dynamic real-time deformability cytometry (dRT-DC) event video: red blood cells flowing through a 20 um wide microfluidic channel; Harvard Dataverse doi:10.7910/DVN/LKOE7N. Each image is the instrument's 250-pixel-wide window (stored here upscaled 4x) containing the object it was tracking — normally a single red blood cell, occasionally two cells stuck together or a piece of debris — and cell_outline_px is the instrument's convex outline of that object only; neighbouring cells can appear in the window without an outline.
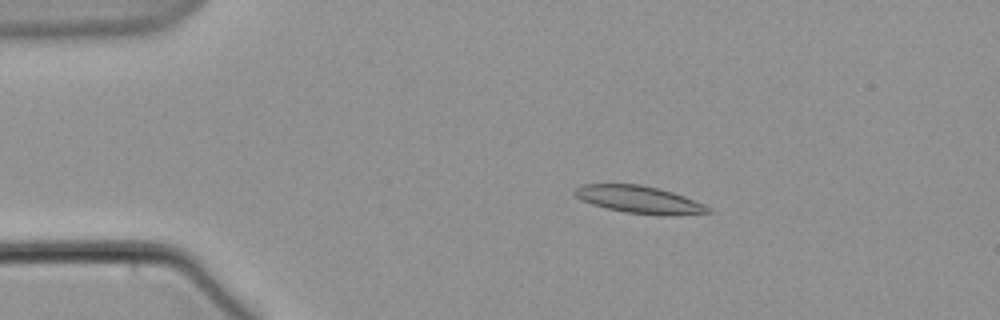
{"species": "common noctule bat (a hibernating species)", "species_latin": "Nyctalus noctula", "temperature_condition": "warm", "stored_images_in_passage": 6, "camera_frame_rate_fps": 3000, "um_per_image_px": 0.085, "animal": {"sex": "male", "body_mass_g": 21.5, "forearm_length_mm": 52.0}, "frame": {"image": 1, "passage_image": 3, "time_ms": 2.667, "image_size_px": [1000, 320], "cell_outline_px": [[712, 212], [676, 216], [668, 216], [624, 212], [592, 204], [580, 200], [572, 192], [576, 188], [584, 184], [640, 184], [660, 188], [684, 196], [704, 204], [712, 208]], "centroid_in_image_um": [54.37, 16.97], "position_along_channel_um": 30.6, "area_um2": 21.44}}